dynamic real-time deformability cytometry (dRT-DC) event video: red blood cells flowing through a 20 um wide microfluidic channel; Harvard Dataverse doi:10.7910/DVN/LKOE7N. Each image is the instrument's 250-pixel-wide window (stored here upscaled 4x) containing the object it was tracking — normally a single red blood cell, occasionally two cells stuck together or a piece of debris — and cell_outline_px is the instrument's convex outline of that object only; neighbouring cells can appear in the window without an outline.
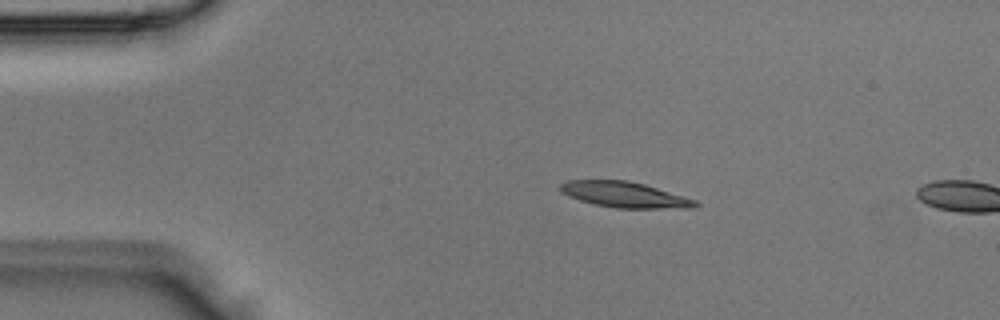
{"species": "Egyptian fruit bat (a non-hibernating species)", "species_latin": "Rousettus aegyptiacus", "temperature_condition": "room temperature", "stored_images_in_passage": 3, "camera_frame_rate_fps": 3000, "um_per_image_px": 0.085, "animal": {"sex": "male"}, "frame": {"image": 1, "passage_image": 2, "time_ms": 0.333, "image_size_px": [1000, 320], "cell_outline_px": [[700, 204], [696, 208], [616, 208], [592, 204], [568, 196], [560, 192], [560, 184], [568, 180], [628, 180], [644, 184], [696, 200]], "centroid_in_image_um": [53.08, 16.55], "position_along_channel_um": 31.9, "area_um2": 20.23}}